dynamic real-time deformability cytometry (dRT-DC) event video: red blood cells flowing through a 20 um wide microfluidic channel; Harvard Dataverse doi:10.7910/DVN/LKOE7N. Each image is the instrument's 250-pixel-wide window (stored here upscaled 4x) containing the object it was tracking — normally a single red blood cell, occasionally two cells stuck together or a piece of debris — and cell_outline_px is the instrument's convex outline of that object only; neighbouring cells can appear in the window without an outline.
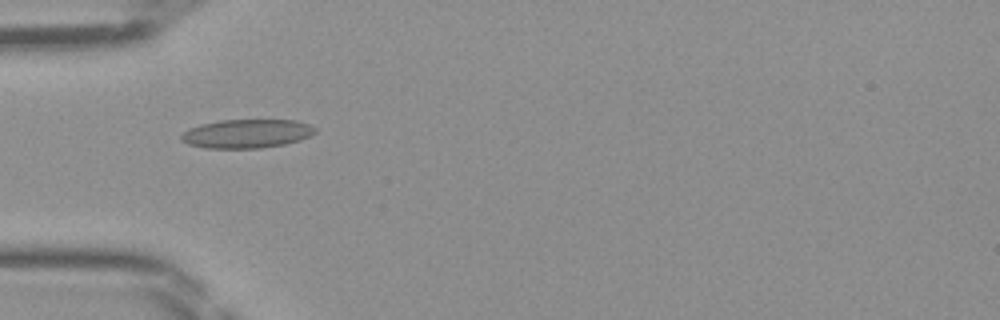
{"species": "Egyptian fruit bat (a non-hibernating species)", "species_latin": "Rousettus aegyptiacus", "temperature_condition": "room temperature", "stored_images_in_passage": 47, "camera_frame_rate_fps": 3000, "um_per_image_px": 0.085, "frame": {"image": 1, "passage_image": 15, "time_ms": 4.667, "image_size_px": [1000, 320], "cell_outline_px": [[316, 132], [308, 136], [284, 144], [260, 148], [204, 148], [188, 144], [180, 140], [180, 136], [188, 128], [200, 124], [220, 120], [296, 120], [308, 124], [316, 128]], "centroid_in_image_um": [20.92, 11.35], "position_along_channel_um": 64.1, "area_um2": 22.37}}
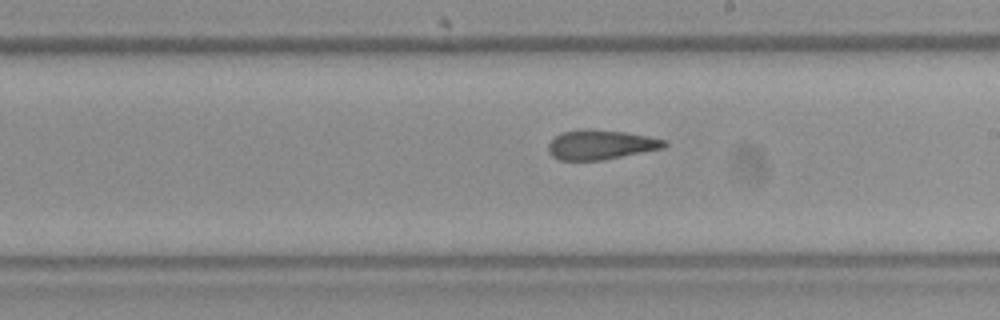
{"frame": {"image": 2, "passage_image": 27, "time_ms": 8.667, "image_size_px": [1000, 320], "cell_outline_px": [[668, 144], [664, 148], [600, 160], [560, 160], [552, 156], [548, 152], [548, 144], [560, 132], [576, 128], [588, 128], [624, 132], [648, 136], [668, 140]], "centroid_in_image_um": [51.04, 12.28], "position_along_channel_um": 238.0, "area_um2": 20.17}}
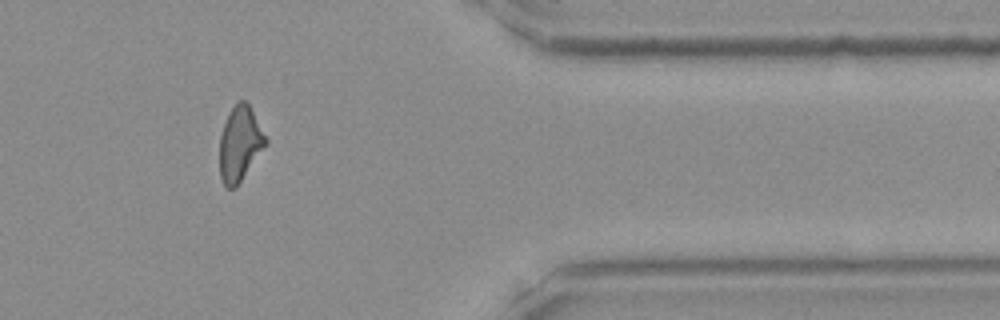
{"frame": {"image": 3, "passage_image": 39, "time_ms": 12.667, "image_size_px": [1000, 320], "cell_outline_px": [[268, 144], [236, 188], [228, 188], [224, 184], [220, 176], [220, 136], [228, 112], [240, 100], [244, 100], [248, 104], [268, 140]], "centroid_in_image_um": [20.4, 12.25], "position_along_channel_um": 391.0, "area_um2": 20.0}}